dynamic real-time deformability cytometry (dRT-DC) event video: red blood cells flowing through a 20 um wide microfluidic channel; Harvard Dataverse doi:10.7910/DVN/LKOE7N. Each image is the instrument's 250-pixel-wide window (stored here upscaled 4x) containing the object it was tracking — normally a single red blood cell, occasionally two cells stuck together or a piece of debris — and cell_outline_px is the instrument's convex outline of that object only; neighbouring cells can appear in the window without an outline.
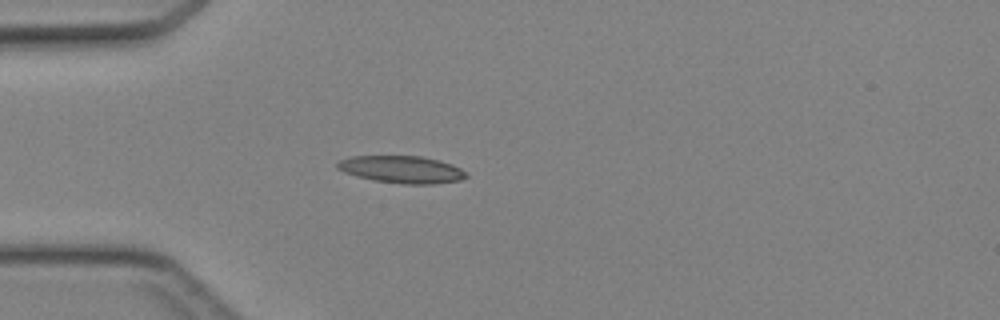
{"species": "Egyptian fruit bat (a non-hibernating species)", "species_latin": "Rousettus aegyptiacus", "temperature_condition": "cold", "stored_images_in_passage": 33, "camera_frame_rate_fps": 3000, "um_per_image_px": 0.085, "animal": {"sex": "female"}, "frame": {"image": 1, "passage_image": 2, "time_ms": 0.333, "image_size_px": [1000, 320], "cell_outline_px": [[468, 176], [460, 180], [432, 184], [404, 184], [376, 180], [344, 172], [336, 168], [336, 164], [340, 160], [352, 156], [420, 156], [440, 160], [452, 164], [460, 168]], "centroid_in_image_um": [34.16, 14.39], "position_along_channel_um": 50.8, "area_um2": 20.23}}
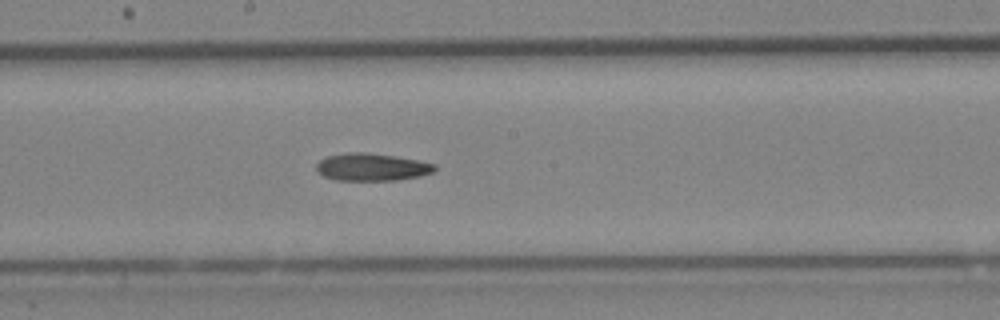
{"frame": {"image": 2, "passage_image": 14, "time_ms": 4.333, "image_size_px": [1000, 320], "cell_outline_px": [[436, 168], [432, 172], [420, 176], [396, 180], [336, 180], [324, 176], [316, 172], [316, 164], [320, 160], [328, 156], [348, 152], [364, 152], [396, 156], [436, 164]], "centroid_in_image_um": [31.58, 14.2], "position_along_channel_um": 216.6, "area_um2": 18.9}}
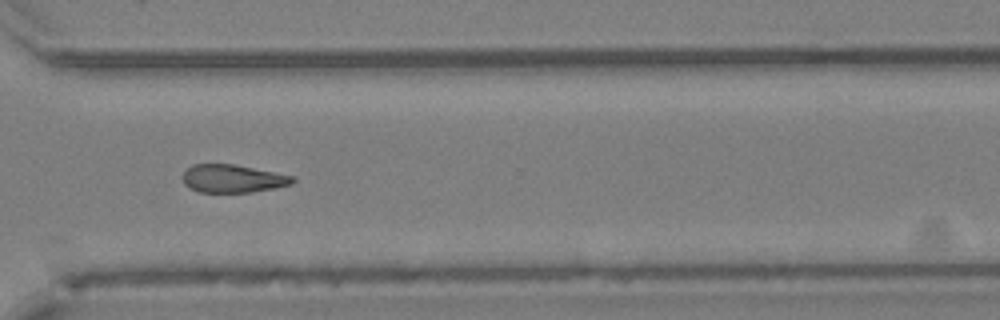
{"frame": {"image": 3, "passage_image": 23, "time_ms": 7.333, "image_size_px": [1000, 320], "cell_outline_px": [[296, 180], [292, 184], [276, 188], [252, 192], [200, 192], [188, 188], [184, 184], [184, 172], [192, 164], [232, 164], [292, 176]], "centroid_in_image_um": [19.77, 15.19], "position_along_channel_um": 350.8, "area_um2": 17.74}}